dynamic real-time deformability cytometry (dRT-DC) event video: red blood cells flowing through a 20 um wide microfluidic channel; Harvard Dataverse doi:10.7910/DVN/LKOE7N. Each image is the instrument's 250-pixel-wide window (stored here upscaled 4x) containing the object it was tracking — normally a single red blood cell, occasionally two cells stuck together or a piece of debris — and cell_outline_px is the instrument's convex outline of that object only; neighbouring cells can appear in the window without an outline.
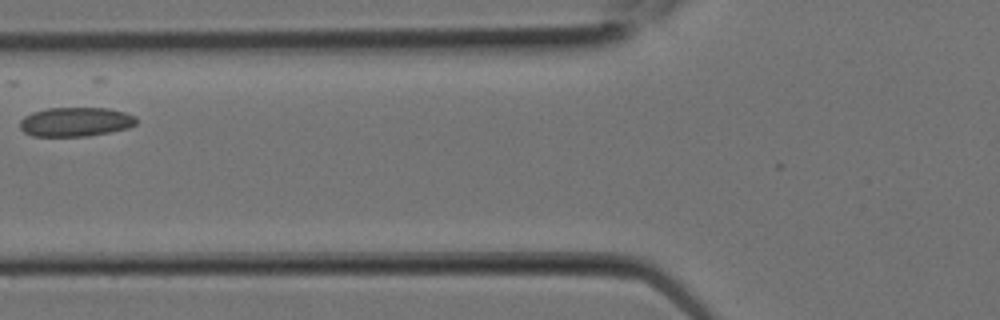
{"species": "Egyptian fruit bat (a non-hibernating species)", "species_latin": "Rousettus aegyptiacus", "temperature_condition": "room temperature", "stored_images_in_passage": 2, "camera_frame_rate_fps": 3000, "um_per_image_px": 0.085, "animal": {"sex": "female"}, "frame": {"image": 1, "passage_image": 2, "time_ms": 0.333, "image_size_px": [1000, 320], "cell_outline_px": [[136, 124], [128, 128], [88, 136], [32, 136], [24, 132], [20, 128], [20, 120], [24, 116], [32, 112], [48, 108], [108, 108], [124, 112], [136, 116]], "centroid_in_image_um": [6.41, 10.35], "position_along_channel_um": 119.4, "area_um2": 19.83}}